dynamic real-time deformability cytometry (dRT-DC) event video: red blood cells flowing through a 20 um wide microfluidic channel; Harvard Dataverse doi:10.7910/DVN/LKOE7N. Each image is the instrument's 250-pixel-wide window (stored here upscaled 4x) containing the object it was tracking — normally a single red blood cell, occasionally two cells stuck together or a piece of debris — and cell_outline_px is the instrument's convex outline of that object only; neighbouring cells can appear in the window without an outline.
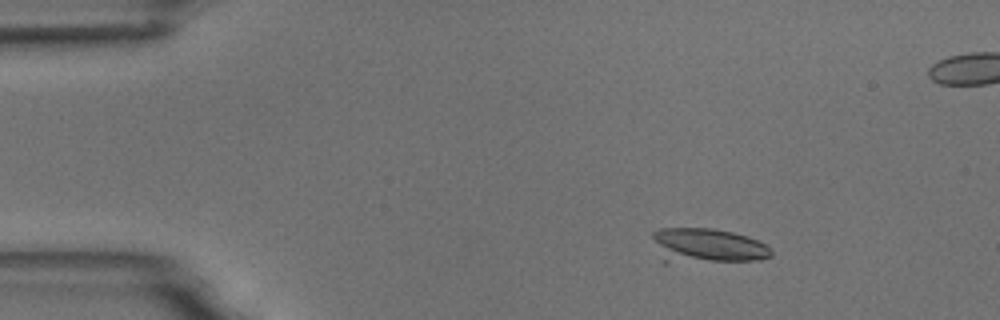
{"species": "common noctule bat (a hibernating species)", "species_latin": "Nyctalus noctula", "temperature_condition": "room temperature", "stored_images_in_passage": 5, "camera_frame_rate_fps": 3000, "um_per_image_px": 0.085, "animal": {"sex": "male", "body_mass_g": 18.8}, "frame": {"image": 1, "passage_image": 2, "time_ms": 2.0, "image_size_px": [1000, 320], "cell_outline_px": [[772, 256], [760, 260], [668, 264], [664, 264], [652, 236], [652, 232], [660, 228], [712, 228], [732, 232], [748, 236], [764, 244], [772, 252]], "centroid_in_image_um": [60.08, 20.92], "position_along_channel_um": 24.9, "area_um2": 24.51}}